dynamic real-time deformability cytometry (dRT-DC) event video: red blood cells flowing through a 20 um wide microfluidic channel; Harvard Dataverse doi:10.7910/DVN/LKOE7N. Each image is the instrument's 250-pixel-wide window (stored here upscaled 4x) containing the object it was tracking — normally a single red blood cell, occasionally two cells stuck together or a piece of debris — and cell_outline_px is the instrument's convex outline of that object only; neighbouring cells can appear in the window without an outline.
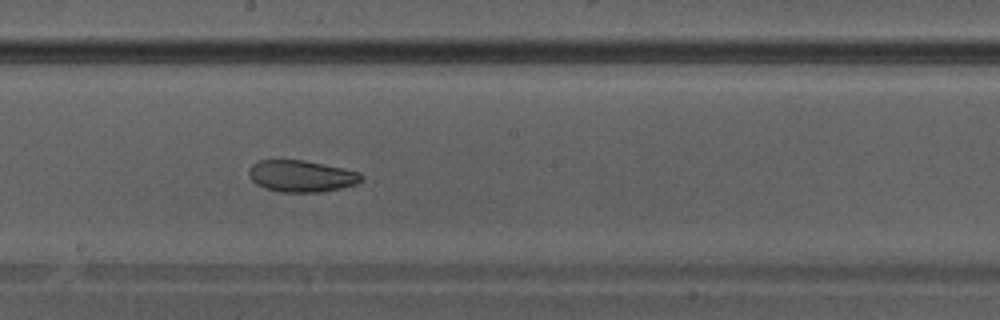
{"species": "Egyptian fruit bat (a non-hibernating species)", "species_latin": "Rousettus aegyptiacus", "temperature_condition": "warm", "stored_images_in_passage": 40, "camera_frame_rate_fps": 3000, "um_per_image_px": 0.085, "animal": {"sex": "male"}, "frame": {"image": 1, "passage_image": 23, "time_ms": 7.333, "image_size_px": [1000, 320], "cell_outline_px": [[364, 180], [356, 184], [340, 188], [320, 192], [280, 192], [264, 188], [256, 184], [252, 180], [248, 172], [252, 164], [260, 160], [304, 160], [360, 172], [364, 176]], "centroid_in_image_um": [25.63, 14.97], "position_along_channel_um": 222.6, "area_um2": 20.75}}